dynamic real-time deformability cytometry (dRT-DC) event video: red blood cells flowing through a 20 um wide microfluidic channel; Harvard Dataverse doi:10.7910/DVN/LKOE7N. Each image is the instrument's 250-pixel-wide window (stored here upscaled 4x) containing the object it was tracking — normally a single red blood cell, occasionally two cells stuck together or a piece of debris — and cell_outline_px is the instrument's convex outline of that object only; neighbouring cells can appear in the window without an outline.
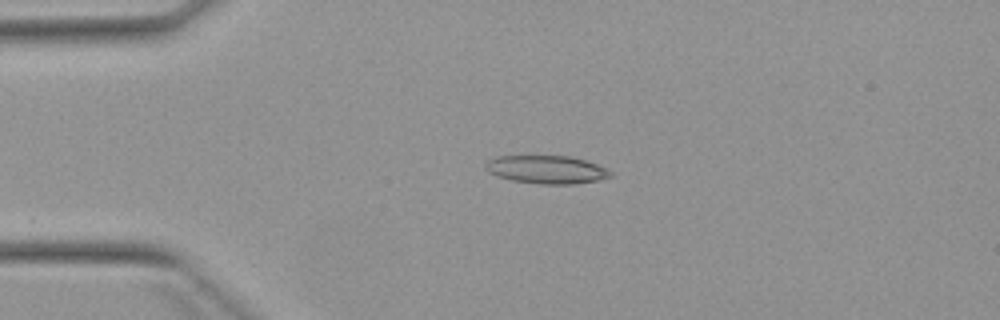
{"species": "Egyptian fruit bat (a non-hibernating species)", "species_latin": "Rousettus aegyptiacus", "temperature_condition": "warm", "stored_images_in_passage": 3, "camera_frame_rate_fps": 3000, "um_per_image_px": 0.085, "animal": {"sex": "female"}, "frame": {"image": 1, "passage_image": 2, "time_ms": 1.333, "image_size_px": [1000, 320], "cell_outline_px": [[612, 176], [596, 180], [572, 184], [540, 184], [512, 180], [496, 176], [488, 172], [484, 168], [484, 164], [488, 160], [496, 156], [568, 156], [588, 160], [608, 168], [612, 172]], "centroid_in_image_um": [46.45, 14.4], "position_along_channel_um": 38.5, "area_um2": 20.63}}